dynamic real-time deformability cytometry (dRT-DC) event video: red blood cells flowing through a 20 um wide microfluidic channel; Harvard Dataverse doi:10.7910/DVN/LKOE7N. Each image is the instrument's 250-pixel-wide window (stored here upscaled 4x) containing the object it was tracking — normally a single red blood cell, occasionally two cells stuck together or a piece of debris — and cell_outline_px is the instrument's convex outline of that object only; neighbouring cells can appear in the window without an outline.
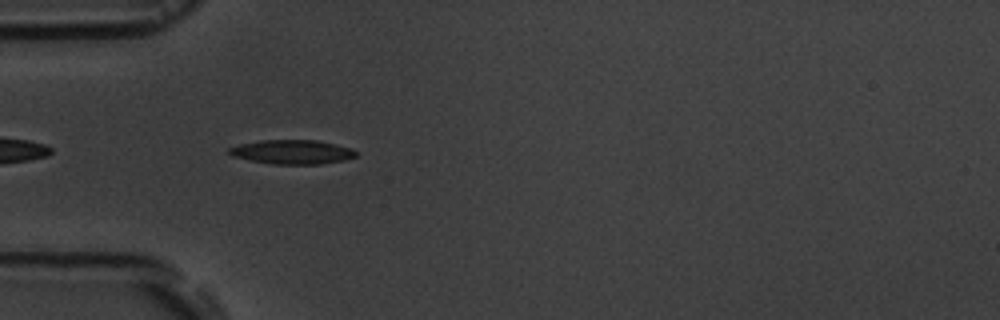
{"species": "common noctule bat (a hibernating species)", "species_latin": "Nyctalus noctula", "temperature_condition": "room temperature", "stored_images_in_passage": 4, "camera_frame_rate_fps": 3000, "um_per_image_px": 0.085, "animal": {"sex": "male", "body_mass_g": 19.5, "forearm_length_mm": 54.6}, "frame": {"image": 1, "passage_image": 3, "time_ms": 2.333, "image_size_px": [1000, 320], "cell_outline_px": [[356, 156], [344, 160], [320, 164], [272, 164], [232, 156], [228, 152], [228, 148], [240, 144], [260, 140], [316, 140], [336, 144], [352, 148], [356, 152]], "centroid_in_image_um": [24.84, 12.91], "position_along_channel_um": 60.2, "area_um2": 17.8}}
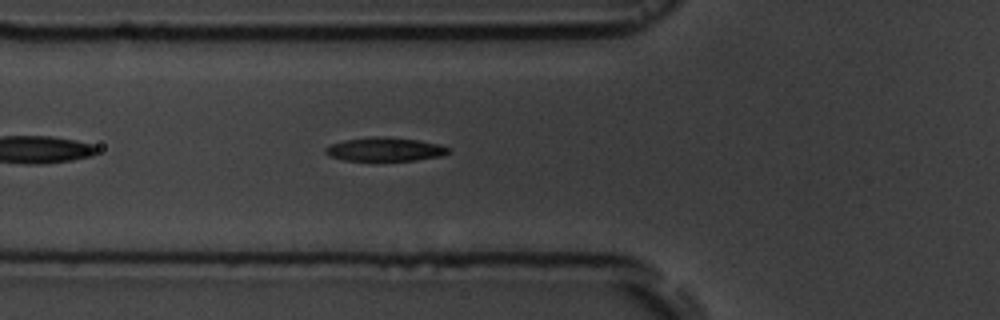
{"frame": {"image": 2, "passage_image": 4, "time_ms": 3.333, "image_size_px": [1000, 320], "cell_outline_px": [[452, 148], [448, 152], [440, 156], [416, 160], [344, 160], [328, 156], [324, 152], [324, 148], [328, 144], [344, 140], [372, 136], [384, 136], [416, 140], [440, 144]], "centroid_in_image_um": [32.67, 12.68], "position_along_channel_um": 93.1, "area_um2": 17.05}}